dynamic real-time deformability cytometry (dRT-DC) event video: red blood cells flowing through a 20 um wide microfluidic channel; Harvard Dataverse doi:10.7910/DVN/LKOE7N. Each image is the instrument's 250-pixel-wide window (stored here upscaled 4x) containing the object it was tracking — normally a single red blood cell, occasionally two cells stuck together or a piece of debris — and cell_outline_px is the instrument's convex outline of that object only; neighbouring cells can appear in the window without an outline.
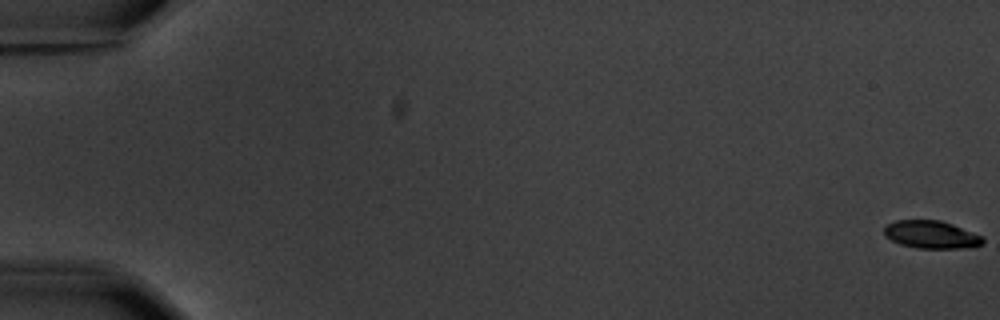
{"species": "common noctule bat (a hibernating species)", "species_latin": "Nyctalus noctula", "temperature_condition": "warm", "stored_images_in_passage": 10, "camera_frame_rate_fps": 3000, "um_per_image_px": 0.085, "animal": {"sex": "male", "body_mass_g": 20.1, "forearm_length_mm": 53.5}, "frame": {"image": 1, "passage_image": 1, "time_ms": 0.0, "image_size_px": [1000, 320], "cell_outline_px": [[984, 244], [960, 248], [916, 248], [900, 244], [884, 236], [884, 228], [888, 224], [896, 220], [940, 220], [952, 224], [984, 236]], "centroid_in_image_um": [79.16, 19.94], "position_along_channel_um": 5.8, "area_um2": 15.95}}
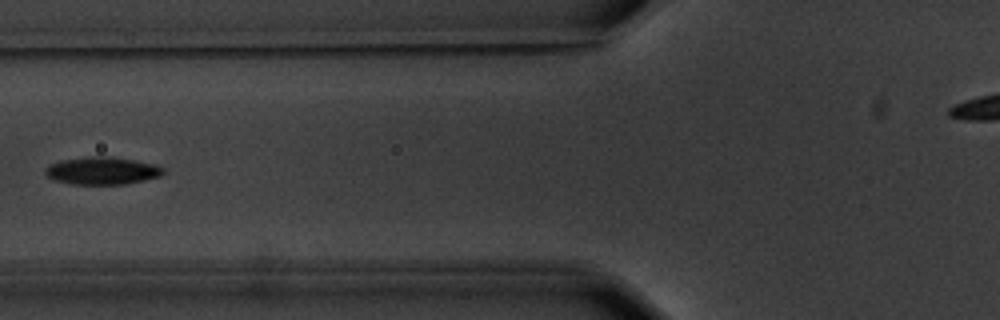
{"frame": {"image": 2, "passage_image": 7, "time_ms": 8.0, "image_size_px": [1000, 320], "cell_outline_px": [[164, 172], [160, 176], [144, 180], [124, 184], [72, 184], [56, 180], [48, 176], [44, 172], [44, 168], [48, 164], [60, 160], [88, 156], [112, 156], [156, 164], [164, 168]], "centroid_in_image_um": [8.67, 14.49], "position_along_channel_um": 117.1, "area_um2": 19.07}}